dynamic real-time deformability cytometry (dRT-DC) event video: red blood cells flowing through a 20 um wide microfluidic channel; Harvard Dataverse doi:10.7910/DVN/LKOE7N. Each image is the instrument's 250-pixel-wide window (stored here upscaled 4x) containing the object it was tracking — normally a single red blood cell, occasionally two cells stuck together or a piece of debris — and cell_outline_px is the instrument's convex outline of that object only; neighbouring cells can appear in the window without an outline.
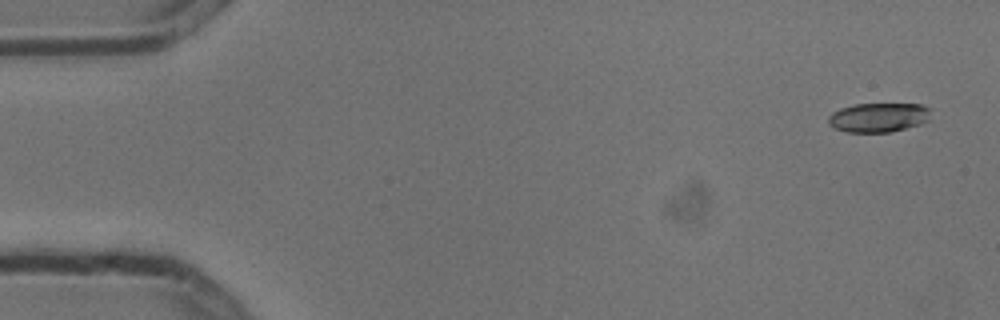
{"species": "common noctule bat (a hibernating species)", "species_latin": "Nyctalus noctula", "temperature_condition": "cold", "stored_images_in_passage": 5, "camera_frame_rate_fps": 3000, "um_per_image_px": 0.085, "animal": {"sex": "male", "body_mass_g": 13.3}, "frame": {"image": 1, "passage_image": 1, "time_ms": 0.0, "image_size_px": [1000, 320], "cell_outline_px": [[932, 108], [928, 120], [920, 124], [888, 132], [848, 132], [832, 128], [828, 124], [828, 116], [832, 112], [840, 108], [856, 104], [920, 104]], "centroid_in_image_um": [74.65, 9.97], "position_along_channel_um": 10.3, "area_um2": 17.57}}
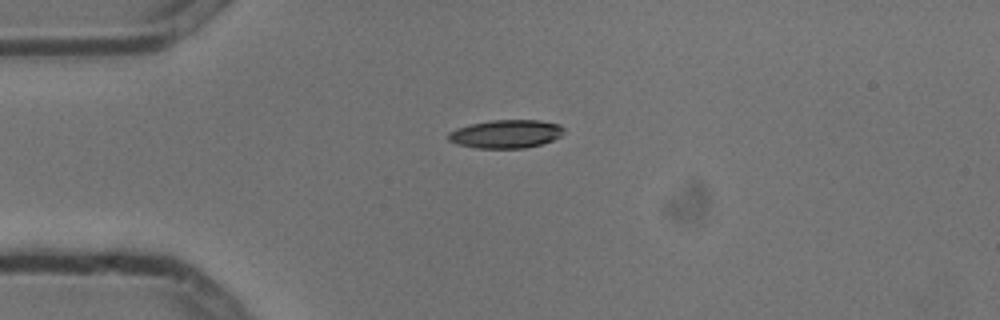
{"frame": {"image": 2, "passage_image": 4, "time_ms": 1.0, "image_size_px": [1000, 320], "cell_outline_px": [[564, 132], [560, 136], [552, 140], [540, 144], [524, 148], [476, 148], [456, 144], [448, 140], [448, 132], [456, 128], [468, 124], [488, 120], [540, 120], [560, 124], [564, 128]], "centroid_in_image_um": [42.98, 11.37], "position_along_channel_um": 42.0, "area_um2": 19.25}}